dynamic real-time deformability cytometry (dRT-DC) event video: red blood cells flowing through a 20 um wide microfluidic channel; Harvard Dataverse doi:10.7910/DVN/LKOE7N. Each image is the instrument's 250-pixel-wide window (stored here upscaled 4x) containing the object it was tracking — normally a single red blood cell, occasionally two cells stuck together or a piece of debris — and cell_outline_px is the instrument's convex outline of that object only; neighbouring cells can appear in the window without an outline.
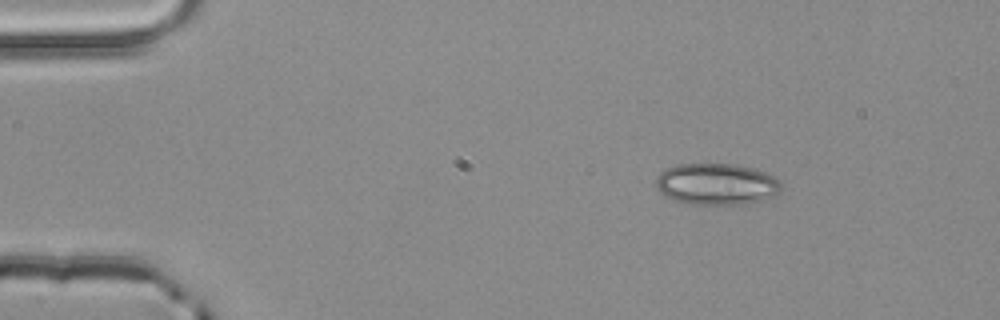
{"species": "common noctule bat (a hibernating species)", "species_latin": "Nyctalus noctula", "temperature_condition": "room temperature", "stored_images_in_passage": 3, "camera_frame_rate_fps": 3000, "um_per_image_px": 0.085, "animal": {"sex": "male", "body_mass_g": 20.4}, "frame": {"image": 1, "passage_image": 1, "time_ms": 0.0, "image_size_px": [1000, 320], "cell_outline_px": [[784, 188], [780, 192], [760, 200], [748, 204], [692, 204], [676, 200], [664, 196], [656, 188], [656, 176], [664, 168], [676, 164], [736, 164], [752, 168], [764, 172], [780, 180]], "centroid_in_image_um": [60.89, 15.64], "position_along_channel_um": 24.1, "area_um2": 30.46}}